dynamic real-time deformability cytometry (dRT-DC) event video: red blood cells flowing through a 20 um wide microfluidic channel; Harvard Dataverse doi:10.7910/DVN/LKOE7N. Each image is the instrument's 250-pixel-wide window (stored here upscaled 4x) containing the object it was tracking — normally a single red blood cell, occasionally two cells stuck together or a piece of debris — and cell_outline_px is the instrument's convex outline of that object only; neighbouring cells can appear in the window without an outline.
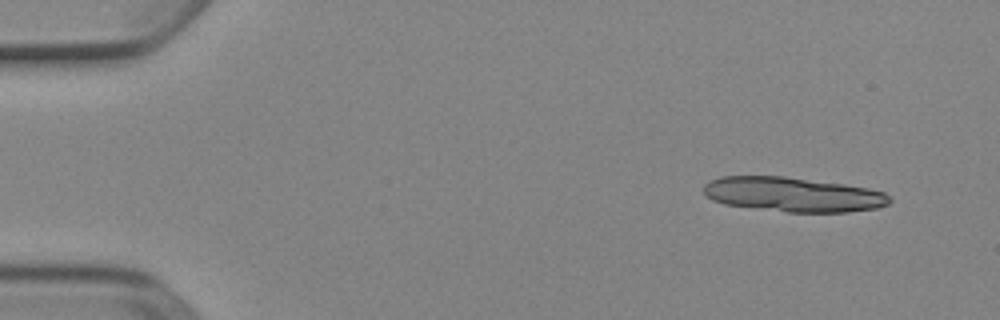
{"species": "Egyptian fruit bat (a non-hibernating species)", "species_latin": "Rousettus aegyptiacus", "temperature_condition": "cold", "stored_images_in_passage": 6, "camera_frame_rate_fps": 3000, "um_per_image_px": 0.085, "animal": {"sex": "female"}, "frame": {"image": 1, "passage_image": 1, "time_ms": 0.0, "image_size_px": [1000, 320], "cell_outline_px": [[892, 200], [888, 204], [876, 208], [848, 212], [788, 212], [724, 204], [712, 200], [704, 192], [704, 184], [708, 180], [720, 176], [784, 176], [844, 184], [868, 188], [884, 192], [892, 196]], "centroid_in_image_um": [67.41, 16.52], "position_along_channel_um": 17.6, "area_um2": 37.57}}
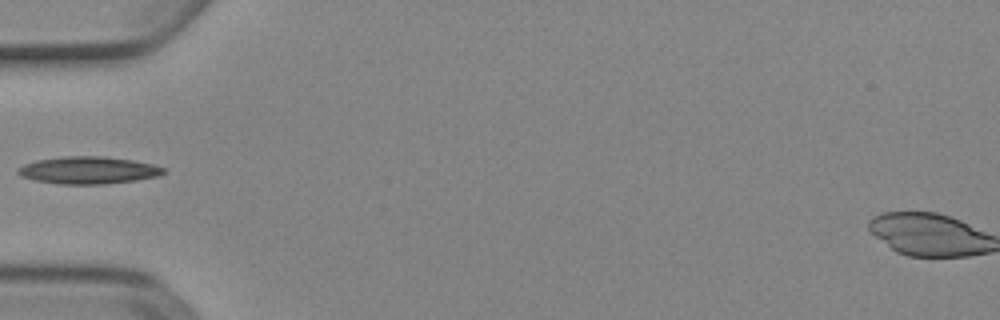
{"frame": {"image": 2, "passage_image": 5, "time_ms": 1.333, "image_size_px": [1000, 320], "cell_outline_px": [[168, 172], [160, 176], [136, 180], [108, 184], [60, 184], [36, 180], [20, 176], [16, 172], [16, 168], [24, 164], [36, 160], [60, 156], [100, 156], [132, 160], [152, 164], [164, 168]], "centroid_in_image_um": [7.5, 14.47], "position_along_channel_um": 77.5, "area_um2": 23.35}}
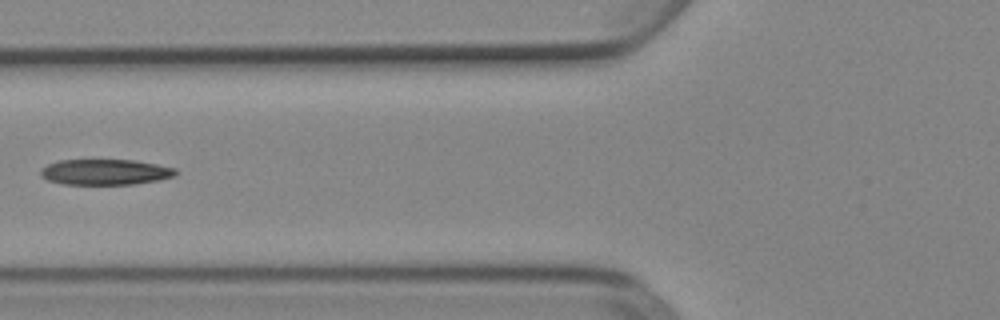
{"frame": {"image": 3, "passage_image": 6, "time_ms": 1.667, "image_size_px": [1000, 320], "cell_outline_px": [[176, 172], [172, 176], [160, 180], [136, 184], [64, 184], [48, 180], [40, 176], [40, 168], [48, 164], [60, 160], [136, 160], [176, 168]], "centroid_in_image_um": [8.92, 14.62], "position_along_channel_um": 116.9, "area_um2": 20.17}}